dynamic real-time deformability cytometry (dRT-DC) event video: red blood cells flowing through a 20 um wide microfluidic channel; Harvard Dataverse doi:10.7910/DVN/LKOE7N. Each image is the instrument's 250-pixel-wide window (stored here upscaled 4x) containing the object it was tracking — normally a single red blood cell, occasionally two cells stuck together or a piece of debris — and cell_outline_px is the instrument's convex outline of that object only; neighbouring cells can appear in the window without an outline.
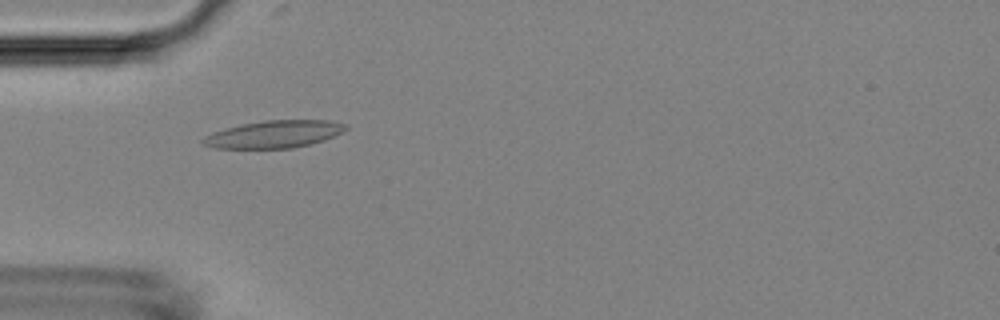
{"species": "Egyptian fruit bat (a non-hibernating species)", "species_latin": "Rousettus aegyptiacus", "temperature_condition": "room temperature", "stored_images_in_passage": 41, "camera_frame_rate_fps": 3000, "um_per_image_px": 0.085, "animal": {"sex": "female"}, "frame": {"image": 1, "passage_image": 4, "time_ms": 1.0, "image_size_px": [1000, 320], "cell_outline_px": [[348, 128], [324, 140], [292, 148], [212, 148], [200, 144], [200, 140], [204, 136], [212, 132], [240, 124], [264, 120], [328, 120], [348, 124]], "centroid_in_image_um": [23.23, 11.4], "position_along_channel_um": 61.8, "area_um2": 22.83}}
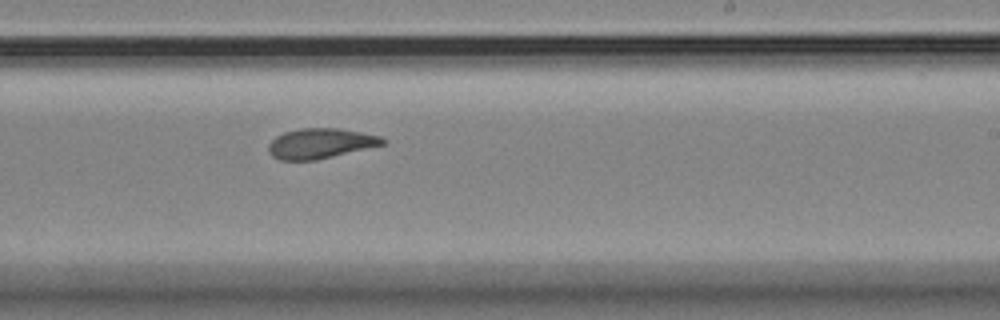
{"frame": {"image": 2, "passage_image": 20, "time_ms": 6.333, "image_size_px": [1000, 320], "cell_outline_px": [[388, 140], [384, 144], [316, 160], [280, 160], [272, 156], [268, 152], [268, 144], [276, 136], [284, 132], [300, 128], [340, 128], [380, 136]], "centroid_in_image_um": [27.21, 12.18], "position_along_channel_um": 261.8, "area_um2": 20.0}}
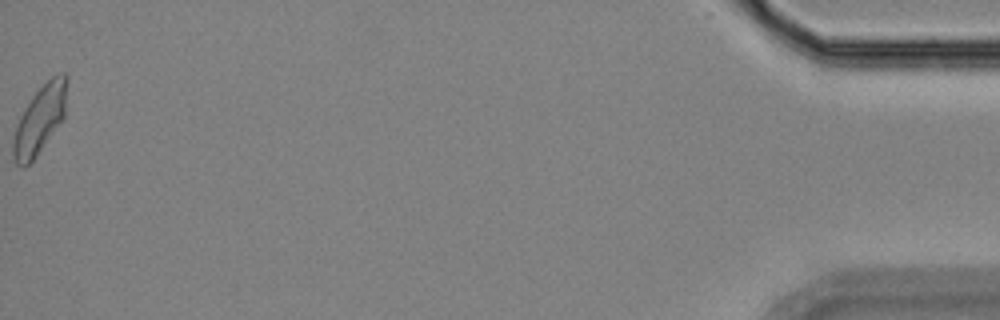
{"frame": {"image": 3, "passage_image": 41, "time_ms": 13.333, "image_size_px": [1000, 320], "cell_outline_px": [[68, 80], [64, 116], [36, 156], [24, 168], [20, 168], [16, 164], [12, 156], [12, 140], [20, 116], [24, 108], [32, 96], [56, 72], [64, 72], [68, 76]], "centroid_in_image_um": [3.38, 10.14], "position_along_channel_um": 431.8, "area_um2": 21.27}, "authors_computed_cell_mechanics": {"area_um2": 20.5768, "velocity_mm_per_s": 3.7742, "shape_relaxation_time_tau1_ms": null, "shape_relaxation_time_tau2_ms": 2.7582, "deformation_change_tau1": null, "deformation_change_tau2": 0.1041}}